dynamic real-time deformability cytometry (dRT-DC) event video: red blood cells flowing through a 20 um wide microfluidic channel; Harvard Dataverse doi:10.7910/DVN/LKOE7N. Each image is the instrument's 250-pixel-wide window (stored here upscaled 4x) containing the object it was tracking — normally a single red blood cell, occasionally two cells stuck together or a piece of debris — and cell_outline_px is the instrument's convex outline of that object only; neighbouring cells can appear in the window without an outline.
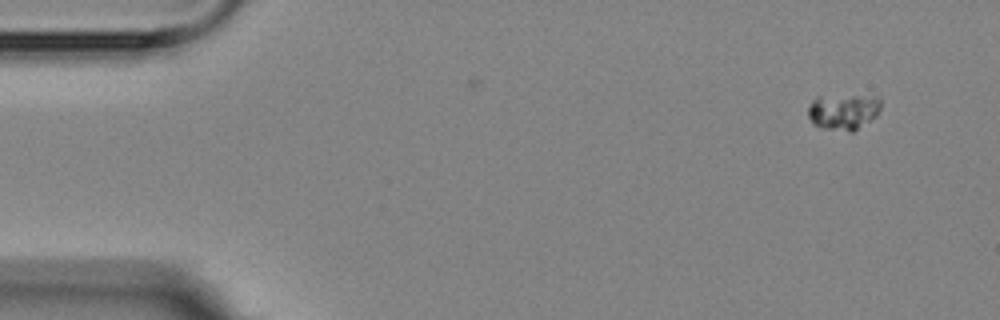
{"species": "Egyptian fruit bat (a non-hibernating species)", "species_latin": "Rousettus aegyptiacus", "temperature_condition": "room temperature", "stored_images_in_passage": 2, "camera_frame_rate_fps": 3000, "um_per_image_px": 0.085, "animal": {"sex": "female"}, "frame": {"image": 1, "passage_image": 1, "time_ms": 0.0, "image_size_px": [1000, 320], "cell_outline_px": [[880, 112], [876, 116], [852, 132], [848, 132], [828, 128], [812, 124], [808, 116], [808, 108], [812, 100], [816, 96], [880, 96]], "centroid_in_image_um": [71.69, 9.48], "position_along_channel_um": 13.3, "area_um2": 15.2}}